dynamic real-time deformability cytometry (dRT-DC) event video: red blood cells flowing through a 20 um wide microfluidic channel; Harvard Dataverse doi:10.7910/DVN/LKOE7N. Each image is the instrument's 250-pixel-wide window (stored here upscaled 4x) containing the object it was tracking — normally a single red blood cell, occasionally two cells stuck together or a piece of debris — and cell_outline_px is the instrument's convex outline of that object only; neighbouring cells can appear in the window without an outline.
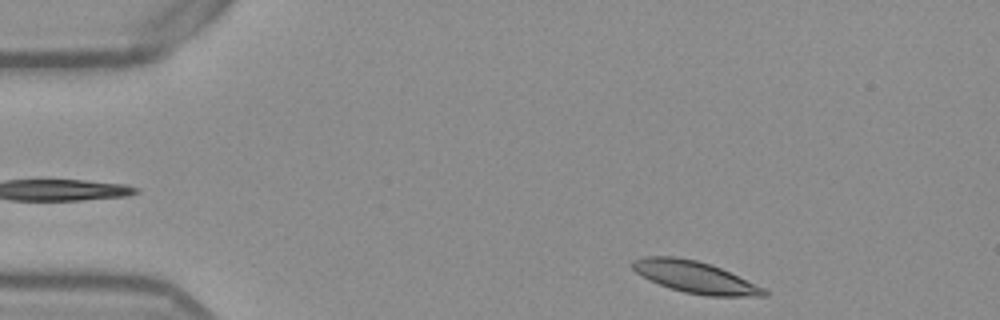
{"species": "Egyptian fruit bat (a non-hibernating species)", "species_latin": "Rousettus aegyptiacus", "temperature_condition": "warm", "stored_images_in_passage": 46, "camera_frame_rate_fps": 3000, "um_per_image_px": 0.085, "frame": {"image": 1, "passage_image": 1, "time_ms": 0.0, "image_size_px": [1000, 320], "cell_outline_px": [[768, 296], [708, 296], [684, 292], [668, 288], [648, 280], [636, 272], [632, 268], [632, 260], [644, 256], [676, 256], [696, 260], [712, 264], [764, 288], [768, 292]], "centroid_in_image_um": [59.04, 23.55], "position_along_channel_um": 26.0, "area_um2": 24.39}}
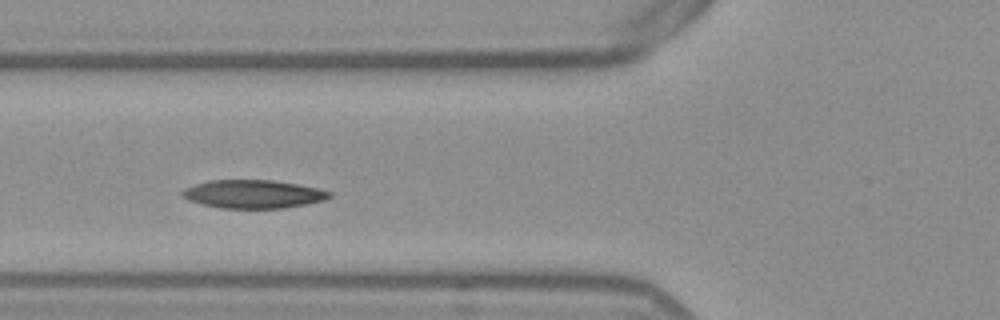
{"frame": {"image": 2, "passage_image": 13, "time_ms": 4.0, "image_size_px": [1000, 320], "cell_outline_px": [[332, 196], [324, 200], [284, 208], [220, 208], [188, 200], [180, 192], [184, 188], [208, 180], [272, 180], [296, 184], [316, 188], [332, 192]], "centroid_in_image_um": [21.51, 16.49], "position_along_channel_um": 104.3, "area_um2": 24.04}}
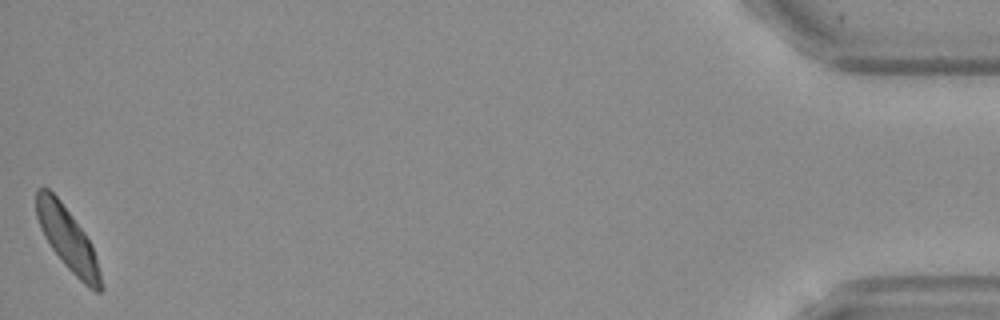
{"frame": {"image": 3, "passage_image": 46, "time_ms": 15.0, "image_size_px": [1000, 320], "cell_outline_px": [[104, 288], [100, 292], [96, 292], [88, 288], [64, 264], [52, 248], [44, 236], [40, 228], [36, 216], [36, 188], [48, 188], [60, 200], [84, 232], [92, 248], [100, 272]], "centroid_in_image_um": [5.73, 20.32], "position_along_channel_um": 429.5, "area_um2": 23.18}, "authors_computed_cell_mechanics": {"area_um2": 23.9003, "velocity_mm_per_s": 3.8114, "shape_relaxation_time_tau1_ms": 2.5541, "shape_relaxation_time_tau2_ms": 3.1455, "deformation_change_tau1": 0.1087, "deformation_change_tau2": 0.0903}}